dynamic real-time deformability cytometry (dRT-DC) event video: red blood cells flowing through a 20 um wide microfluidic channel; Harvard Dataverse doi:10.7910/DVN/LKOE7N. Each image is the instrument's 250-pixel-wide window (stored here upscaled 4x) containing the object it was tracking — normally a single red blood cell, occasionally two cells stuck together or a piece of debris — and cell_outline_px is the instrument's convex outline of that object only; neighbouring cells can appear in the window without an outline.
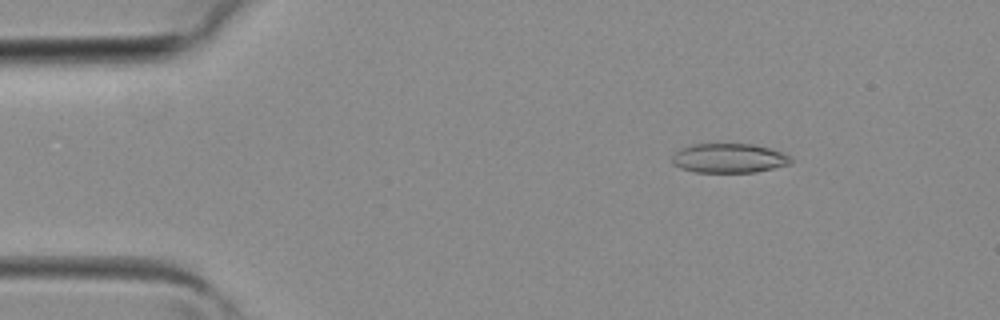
{"species": "common noctule bat (a hibernating species)", "species_latin": "Nyctalus noctula", "temperature_condition": "room temperature", "stored_images_in_passage": 40, "camera_frame_rate_fps": 3000, "um_per_image_px": 0.085, "animal": {"sex": "female", "body_mass_g": 19.3, "forearm_length_mm": 54.1}, "frame": {"image": 1, "passage_image": 6, "time_ms": 1.667, "image_size_px": [1000, 320], "cell_outline_px": [[792, 160], [788, 164], [756, 172], [696, 172], [680, 168], [672, 164], [672, 156], [680, 148], [692, 144], [752, 144], [772, 148], [788, 156]], "centroid_in_image_um": [61.91, 13.44], "position_along_channel_um": 23.1, "area_um2": 20.23}}
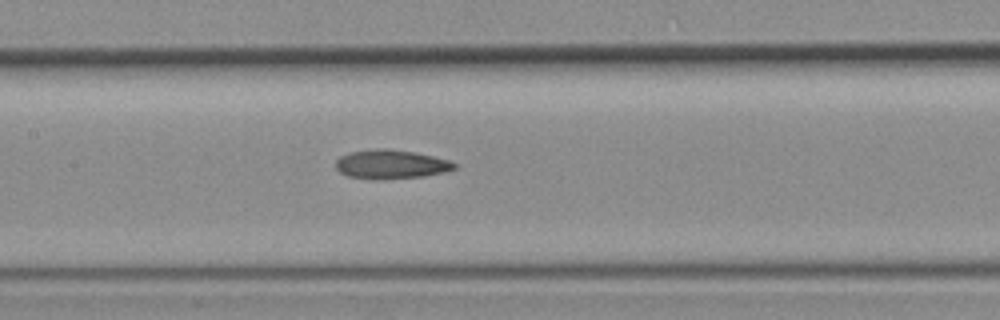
{"frame": {"image": 2, "passage_image": 19, "time_ms": 6.0, "image_size_px": [1000, 320], "cell_outline_px": [[460, 164], [456, 168], [448, 172], [424, 176], [384, 180], [376, 180], [348, 176], [340, 172], [336, 168], [336, 160], [340, 156], [352, 152], [376, 148], [388, 148], [412, 152], [432, 156], [448, 160]], "centroid_in_image_um": [33.27, 13.98], "position_along_channel_um": 174.1, "area_um2": 20.29}}
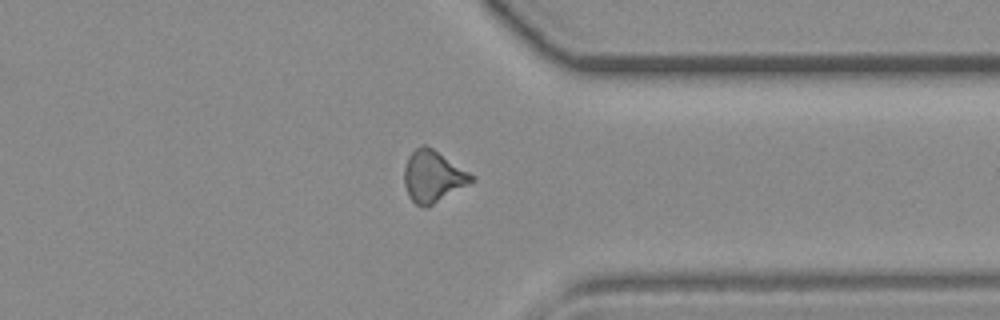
{"frame": {"image": 3, "passage_image": 31, "time_ms": 10.0, "image_size_px": [1000, 320], "cell_outline_px": [[476, 180], [428, 208], [420, 208], [408, 196], [404, 184], [404, 168], [408, 156], [416, 148], [424, 144], [432, 148], [476, 176]], "centroid_in_image_um": [36.81, 15.03], "position_along_channel_um": 374.6, "area_um2": 20.46}}